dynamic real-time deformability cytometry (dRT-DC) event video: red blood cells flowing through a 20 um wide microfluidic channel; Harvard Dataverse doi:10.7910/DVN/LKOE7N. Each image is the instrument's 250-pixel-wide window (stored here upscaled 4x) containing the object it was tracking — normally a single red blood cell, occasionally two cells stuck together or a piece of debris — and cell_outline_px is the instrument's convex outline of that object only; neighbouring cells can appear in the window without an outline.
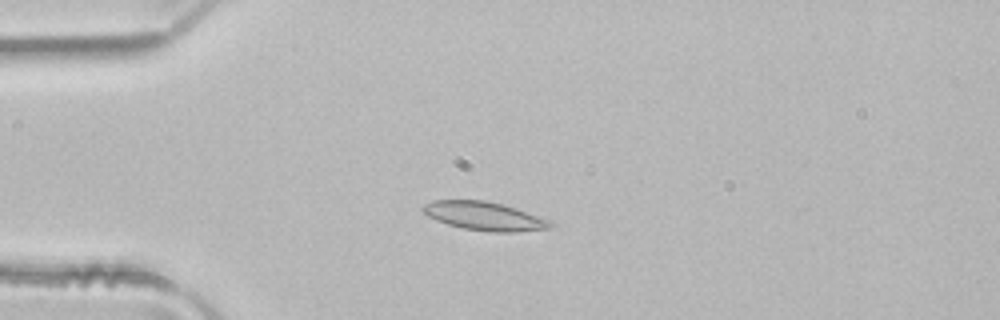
{"species": "common noctule bat (a hibernating species)", "species_latin": "Nyctalus noctula", "temperature_condition": "room temperature", "stored_images_in_passage": 4, "camera_frame_rate_fps": 3000, "um_per_image_px": 0.085, "animal": {"sex": "male", "body_mass_g": 21.5, "forearm_length_mm": 52.0}, "frame": {"image": 1, "passage_image": 3, "time_ms": 0.667, "image_size_px": [1000, 320], "cell_outline_px": [[552, 224], [548, 228], [516, 232], [488, 232], [464, 228], [448, 224], [436, 220], [428, 216], [420, 208], [424, 204], [432, 200], [484, 200], [516, 208], [548, 220]], "centroid_in_image_um": [41.1, 18.36], "position_along_channel_um": 43.9, "area_um2": 20.92}}
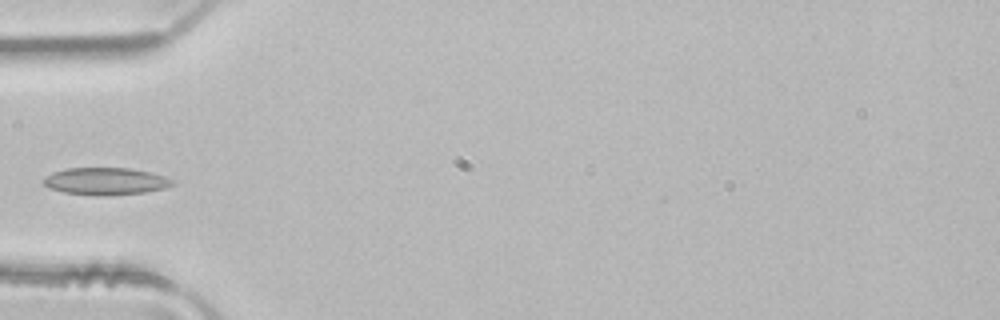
{"frame": {"image": 2, "passage_image": 4, "time_ms": 1.0, "image_size_px": [1000, 320], "cell_outline_px": [[176, 184], [164, 188], [144, 192], [108, 196], [96, 196], [64, 192], [48, 188], [40, 180], [44, 176], [52, 172], [68, 168], [132, 168], [164, 176], [172, 180]], "centroid_in_image_um": [8.92, 15.41], "position_along_channel_um": 76.1, "area_um2": 20.63}}